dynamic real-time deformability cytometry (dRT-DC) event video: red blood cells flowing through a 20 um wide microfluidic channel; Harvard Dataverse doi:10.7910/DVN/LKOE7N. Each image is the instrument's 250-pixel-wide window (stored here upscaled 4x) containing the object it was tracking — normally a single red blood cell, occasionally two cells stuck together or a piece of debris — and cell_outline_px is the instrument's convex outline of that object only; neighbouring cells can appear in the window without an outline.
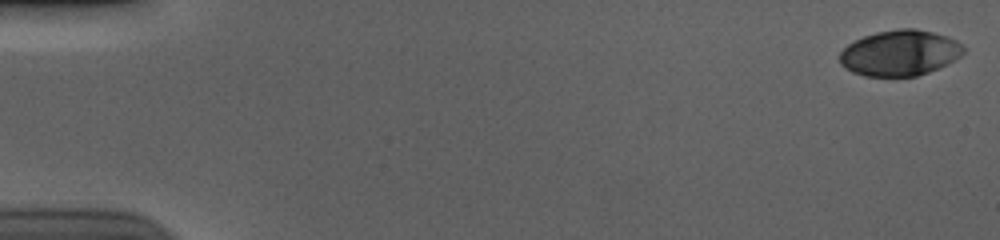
{"species": "human", "species_latin": "Homo sapiens", "temperature_condition": "cold", "stored_images_in_passage": 56, "camera_frame_rate_fps": 3000, "um_per_image_px": 0.085, "donor": {"sex": "male"}, "frame": {"image": 1, "passage_image": 1, "time_ms": 0.0, "image_size_px": [1000, 240], "cell_outline_px": [[964, 52], [960, 56], [928, 72], [916, 76], [864, 76], [852, 72], [844, 68], [840, 64], [840, 52], [848, 44], [864, 36], [876, 32], [900, 28], [916, 28], [948, 36], [956, 40], [964, 48]], "centroid_in_image_um": [76.45, 4.49], "position_along_channel_um": 8.5, "area_um2": 32.77}}
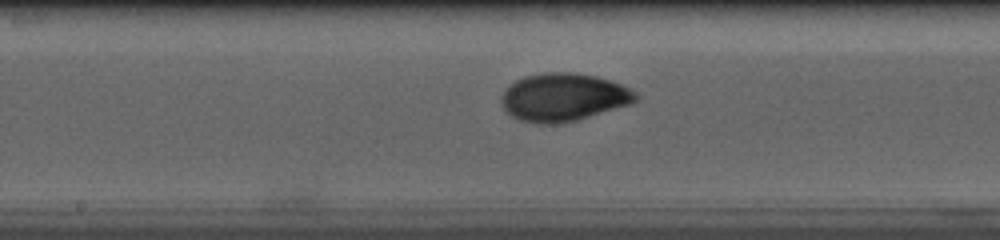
{"frame": {"image": 2, "passage_image": 30, "time_ms": 9.667, "image_size_px": [1000, 240], "cell_outline_px": [[640, 96], [636, 100], [628, 104], [576, 120], [560, 124], [536, 124], [520, 120], [504, 112], [500, 104], [500, 96], [504, 88], [508, 84], [524, 76], [544, 72], [576, 72], [596, 76], [620, 84], [636, 92]], "centroid_in_image_um": [47.8, 8.26], "position_along_channel_um": 200.4, "area_um2": 37.86}}
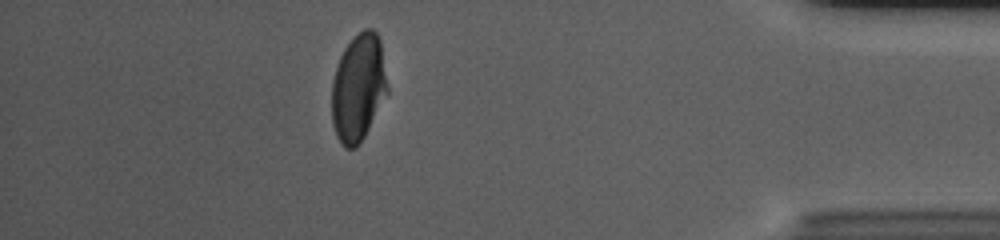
{"frame": {"image": 3, "passage_image": 50, "time_ms": 16.333, "image_size_px": [1000, 240], "cell_outline_px": [[388, 92], [364, 136], [356, 148], [344, 148], [336, 136], [332, 124], [332, 80], [340, 56], [344, 48], [364, 28], [372, 28], [376, 32], [380, 40], [388, 88]], "centroid_in_image_um": [30.44, 7.47], "position_along_channel_um": 404.8, "area_um2": 34.62}, "authors_computed_cell_mechanics": {"area_um2": 35.1135, "velocity_mm_per_s": 3.6986, "shape_relaxation_time_tau1_ms": 3.7811, "shape_relaxation_time_tau2_ms": 0.8359, "deformation_change_tau1": 0.1623, "deformation_change_tau2": 0.0297}}